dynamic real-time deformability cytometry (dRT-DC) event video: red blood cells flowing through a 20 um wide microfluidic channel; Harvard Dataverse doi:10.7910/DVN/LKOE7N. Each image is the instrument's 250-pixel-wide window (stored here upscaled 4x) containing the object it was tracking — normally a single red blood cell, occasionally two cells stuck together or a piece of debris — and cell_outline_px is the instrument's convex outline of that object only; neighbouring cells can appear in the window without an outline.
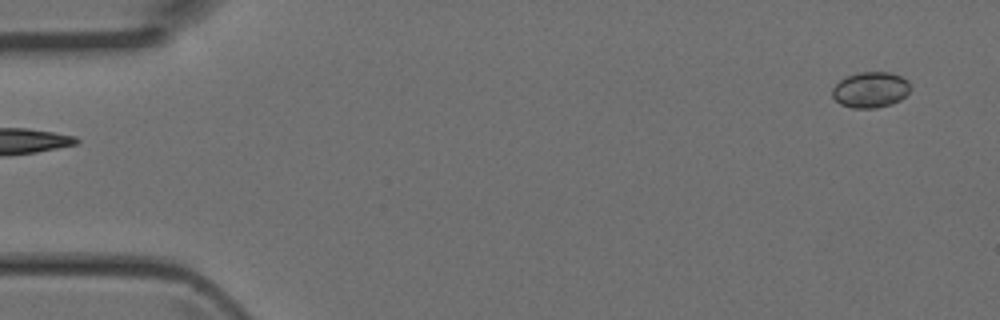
{"species": "Egyptian fruit bat (a non-hibernating species)", "species_latin": "Rousettus aegyptiacus", "temperature_condition": "room temperature", "stored_images_in_passage": 3, "camera_frame_rate_fps": 3000, "um_per_image_px": 0.085, "animal": {"sex": "female"}, "frame": {"image": 1, "passage_image": 1, "time_ms": 0.0, "image_size_px": [1000, 320], "cell_outline_px": [[912, 88], [900, 100], [892, 104], [876, 108], [852, 108], [840, 104], [832, 96], [832, 88], [844, 76], [860, 72], [888, 72], [900, 76], [908, 80]], "centroid_in_image_um": [73.99, 7.63], "position_along_channel_um": 11.0, "area_um2": 16.42}}
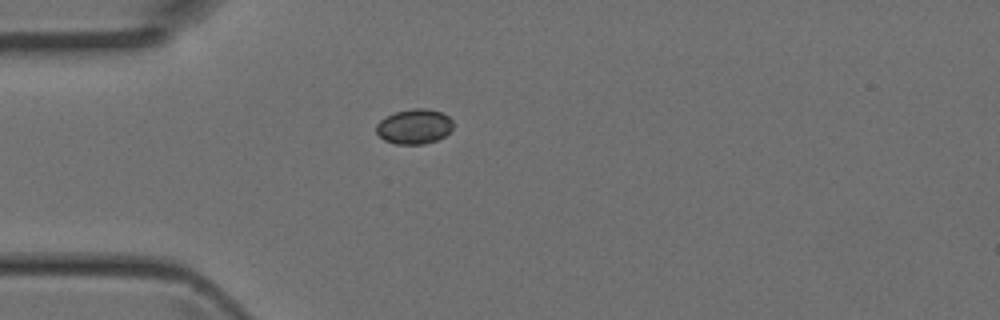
{"frame": {"image": 2, "passage_image": 3, "time_ms": 0.667, "image_size_px": [1000, 320], "cell_outline_px": [[452, 128], [444, 136], [436, 140], [424, 144], [396, 144], [384, 140], [376, 132], [376, 124], [380, 120], [396, 112], [412, 108], [428, 108], [440, 112], [448, 116], [452, 120]], "centroid_in_image_um": [35.2, 10.75], "position_along_channel_um": 49.8, "area_um2": 15.55}}